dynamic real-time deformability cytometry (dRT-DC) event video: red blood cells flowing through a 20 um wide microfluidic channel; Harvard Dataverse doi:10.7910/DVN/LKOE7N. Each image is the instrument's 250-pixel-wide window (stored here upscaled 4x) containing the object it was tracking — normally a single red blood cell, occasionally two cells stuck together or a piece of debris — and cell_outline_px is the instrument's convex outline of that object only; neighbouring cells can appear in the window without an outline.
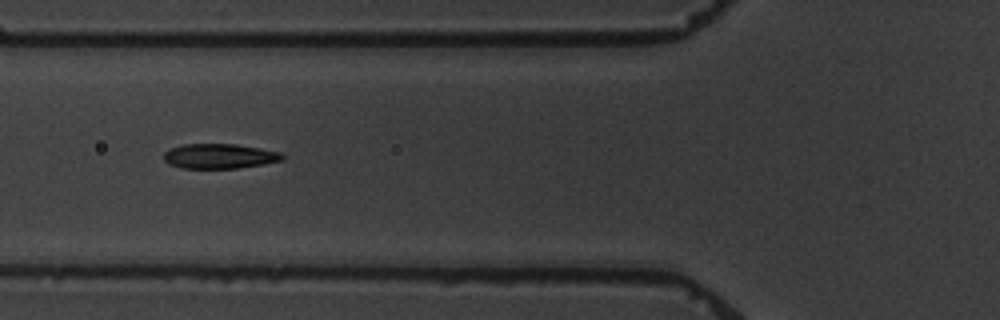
{"species": "common noctule bat (a hibernating species)", "species_latin": "Nyctalus noctula", "temperature_condition": "warm", "stored_images_in_passage": 15, "camera_frame_rate_fps": 3000, "um_per_image_px": 0.085, "animal": {"sex": "male", "body_mass_g": 19.5, "forearm_length_mm": 54.6}, "frame": {"image": 1, "passage_image": 6, "time_ms": 6.667, "image_size_px": [1000, 320], "cell_outline_px": [[284, 160], [264, 164], [236, 168], [180, 168], [168, 164], [164, 160], [164, 152], [172, 148], [184, 144], [236, 144], [260, 148], [280, 152], [284, 156]], "centroid_in_image_um": [18.66, 13.27], "position_along_channel_um": 107.1, "area_um2": 17.17}}
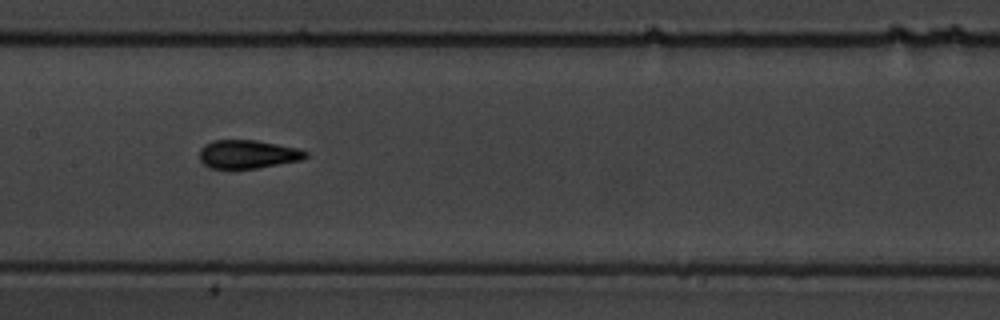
{"frame": {"image": 2, "passage_image": 8, "time_ms": 9.0, "image_size_px": [1000, 320], "cell_outline_px": [[308, 156], [300, 160], [256, 168], [208, 168], [200, 160], [200, 148], [204, 144], [212, 140], [256, 140], [300, 148], [308, 152]], "centroid_in_image_um": [21.05, 13.09], "position_along_channel_um": 186.3, "area_um2": 17.63}}
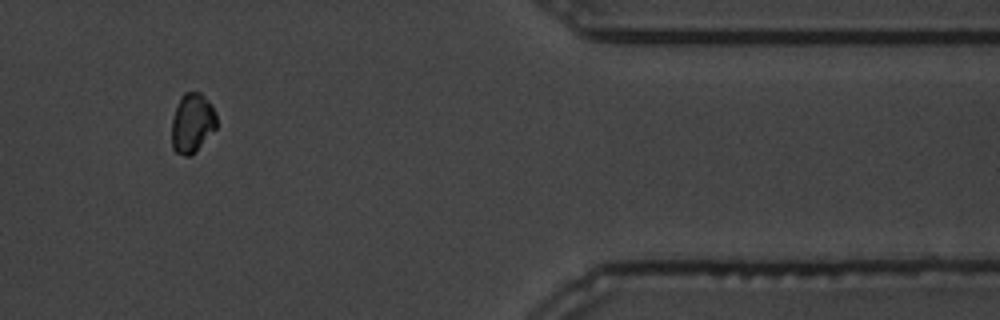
{"frame": {"image": 3, "passage_image": 13, "time_ms": 20.0, "image_size_px": [1000, 320], "cell_outline_px": [[216, 128], [188, 156], [184, 156], [176, 152], [172, 148], [172, 120], [180, 96], [184, 92], [200, 92], [212, 104], [216, 116]], "centroid_in_image_um": [16.32, 10.41], "position_along_channel_um": 395.1, "area_um2": 15.2}, "authors_computed_cell_mechanics": {"area_um2": 17.629, "velocity_mm_per_s": 3.3729, "shape_relaxation_time_tau1_ms": 2.4564, "shape_relaxation_time_tau2_ms": 1.5477, "deformation_change_tau1": 0.1202, "deformation_change_tau2": 0.0607}}